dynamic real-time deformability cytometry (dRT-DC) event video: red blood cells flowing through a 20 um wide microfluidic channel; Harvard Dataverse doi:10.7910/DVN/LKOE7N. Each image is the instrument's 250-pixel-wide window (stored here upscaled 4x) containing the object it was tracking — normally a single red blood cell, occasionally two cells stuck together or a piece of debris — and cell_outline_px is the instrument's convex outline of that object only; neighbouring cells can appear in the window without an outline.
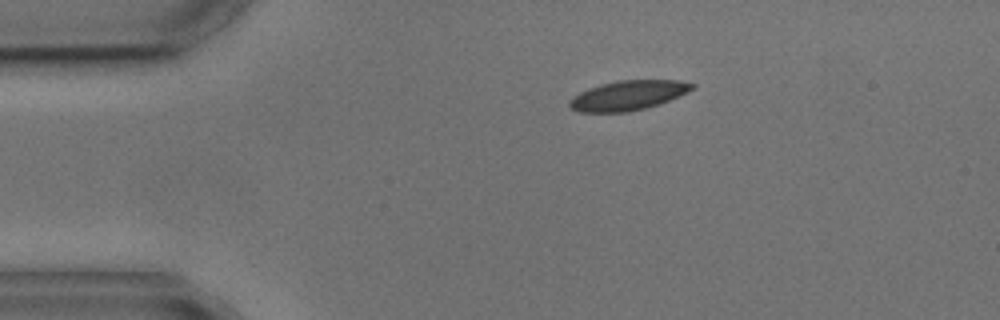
{"species": "common noctule bat (a hibernating species)", "species_latin": "Nyctalus noctula", "temperature_condition": "cold", "stored_images_in_passage": 3, "camera_frame_rate_fps": 3000, "um_per_image_px": 0.085, "animal": {"sex": "male", "body_mass_g": 17.9, "forearm_length_mm": 54.2}, "frame": {"image": 1, "passage_image": 1, "time_ms": 0.0, "image_size_px": [1000, 320], "cell_outline_px": [[696, 84], [688, 92], [660, 104], [628, 112], [580, 112], [572, 108], [568, 104], [568, 100], [572, 96], [588, 88], [600, 84], [620, 80], [680, 80]], "centroid_in_image_um": [53.37, 8.1], "position_along_channel_um": 31.6, "area_um2": 21.21}}
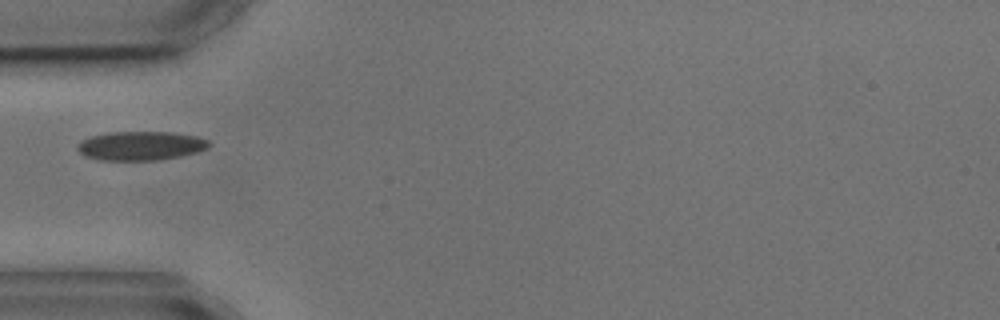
{"frame": {"image": 2, "passage_image": 3, "time_ms": 2.333, "image_size_px": [1000, 320], "cell_outline_px": [[212, 144], [208, 148], [196, 152], [180, 156], [156, 160], [100, 160], [84, 156], [76, 148], [76, 144], [92, 136], [112, 132], [172, 132], [196, 136], [208, 140]], "centroid_in_image_um": [11.97, 12.39], "position_along_channel_um": 73.0, "area_um2": 22.14}}